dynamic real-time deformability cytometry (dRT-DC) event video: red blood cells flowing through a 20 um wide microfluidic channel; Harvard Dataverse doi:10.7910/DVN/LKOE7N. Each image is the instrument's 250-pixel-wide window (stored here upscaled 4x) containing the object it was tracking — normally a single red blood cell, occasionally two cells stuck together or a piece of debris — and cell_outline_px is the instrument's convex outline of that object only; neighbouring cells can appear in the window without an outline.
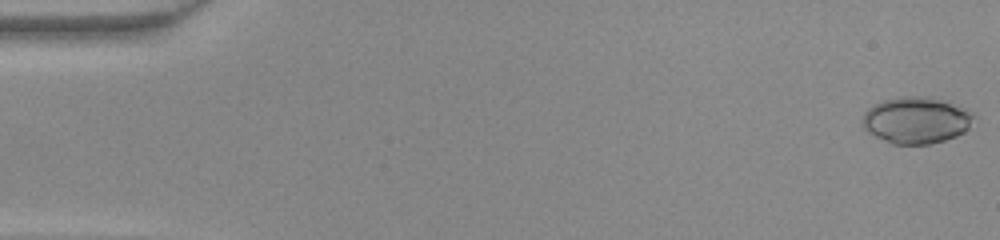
{"species": "common noctule bat (a hibernating species)", "species_latin": "Nyctalus noctula", "temperature_condition": "warm", "stored_images_in_passage": 37, "camera_frame_rate_fps": 3000, "um_per_image_px": 0.085, "animal": {"sex": "female", "body_mass_g": 22.0, "forearm_length_mm": 56.7}, "frame": {"image": 1, "passage_image": 1, "time_ms": 0.0, "image_size_px": [1000, 240], "cell_outline_px": [[972, 116], [968, 128], [964, 132], [956, 136], [944, 140], [928, 144], [892, 144], [868, 132], [864, 128], [864, 112], [868, 108], [884, 100], [900, 96], [916, 96], [936, 100], [960, 108], [968, 112]], "centroid_in_image_um": [77.8, 10.25], "position_along_channel_um": 7.2, "area_um2": 29.07}}
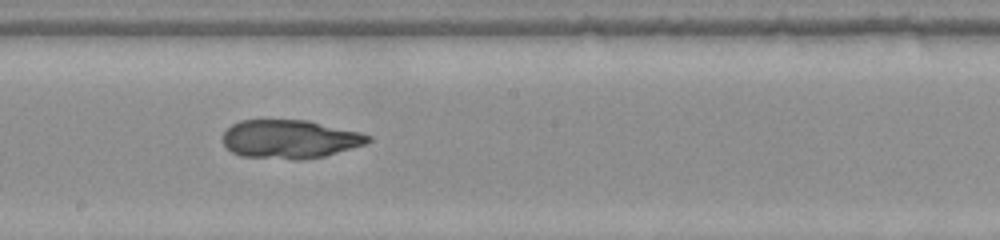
{"frame": {"image": 2, "passage_image": 27, "time_ms": 8.667, "image_size_px": [1000, 240], "cell_outline_px": [[372, 140], [364, 144], [324, 156], [300, 160], [292, 160], [240, 156], [232, 152], [224, 144], [224, 132], [232, 124], [240, 120], [308, 120], [360, 132], [372, 136]], "centroid_in_image_um": [24.64, 11.83], "position_along_channel_um": 223.6, "area_um2": 32.66}}
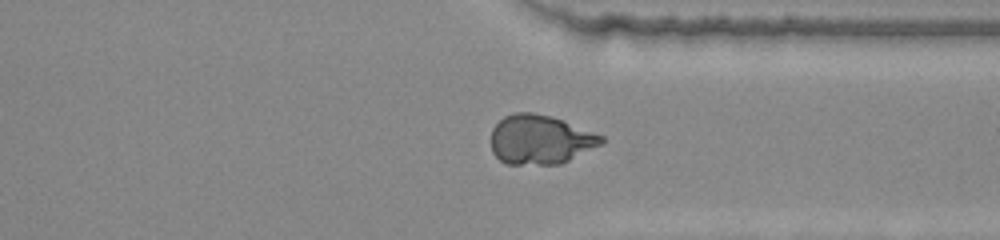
{"frame": {"image": 3, "passage_image": 37, "time_ms": 12.0, "image_size_px": [1000, 240], "cell_outline_px": [[604, 144], [560, 164], [508, 164], [500, 160], [492, 152], [492, 128], [504, 116], [516, 112], [532, 112], [564, 120], [604, 136]], "centroid_in_image_um": [45.94, 11.86], "position_along_channel_um": 365.5, "area_um2": 31.73}}